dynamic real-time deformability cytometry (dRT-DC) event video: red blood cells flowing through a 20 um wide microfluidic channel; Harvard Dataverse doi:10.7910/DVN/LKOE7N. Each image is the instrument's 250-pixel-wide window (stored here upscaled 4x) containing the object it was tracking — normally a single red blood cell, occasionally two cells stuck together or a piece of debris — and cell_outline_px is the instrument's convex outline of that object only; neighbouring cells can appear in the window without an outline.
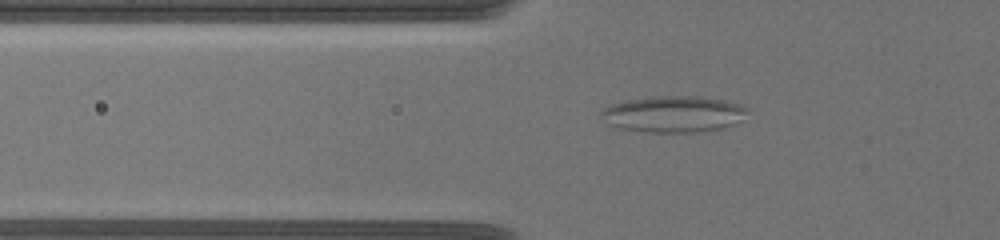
{"species": "common noctule bat (a hibernating species)", "species_latin": "Nyctalus noctula", "temperature_condition": "warm", "stored_images_in_passage": 17, "camera_frame_rate_fps": 3000, "um_per_image_px": 0.085, "animal": {"sex": "female", "body_mass_g": 19.5, "forearm_length_mm": 54.1}, "frame": {"image": 1, "passage_image": 10, "time_ms": 8.0, "image_size_px": [1000, 240], "cell_outline_px": [[752, 108], [744, 120], [724, 128], [696, 132], [644, 132], [616, 128], [608, 124], [600, 116], [600, 112], [604, 108], [612, 104], [628, 100], [652, 96], [696, 96], [724, 100], [744, 104]], "centroid_in_image_um": [57.32, 9.7], "position_along_channel_um": 68.5, "area_um2": 31.62}}
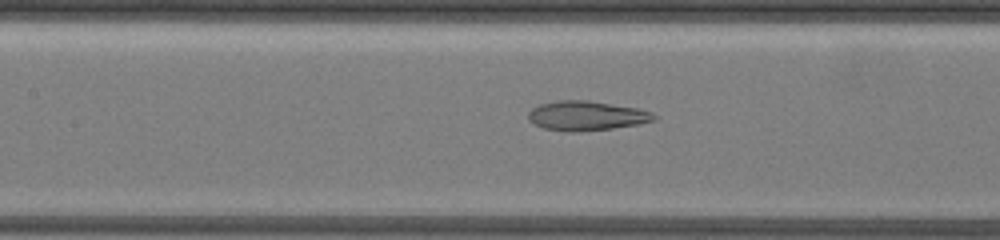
{"frame": {"image": 2, "passage_image": 17, "time_ms": 10.667, "image_size_px": [1000, 240], "cell_outline_px": [[656, 120], [640, 124], [612, 128], [576, 132], [564, 132], [544, 128], [528, 120], [528, 112], [532, 108], [540, 104], [560, 100], [588, 100], [636, 108], [652, 112], [656, 116]], "centroid_in_image_um": [49.84, 9.84], "position_along_channel_um": 157.6, "area_um2": 21.62}}